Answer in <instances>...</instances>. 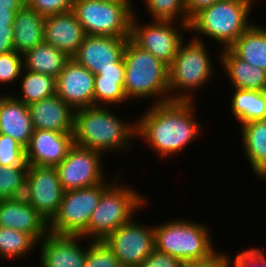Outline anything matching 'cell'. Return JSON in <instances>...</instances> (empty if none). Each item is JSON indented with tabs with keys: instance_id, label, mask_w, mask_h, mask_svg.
<instances>
[{
	"instance_id": "11",
	"label": "cell",
	"mask_w": 266,
	"mask_h": 267,
	"mask_svg": "<svg viewBox=\"0 0 266 267\" xmlns=\"http://www.w3.org/2000/svg\"><path fill=\"white\" fill-rule=\"evenodd\" d=\"M136 220L119 226L103 240L122 267H137L155 250L154 225L146 226Z\"/></svg>"
},
{
	"instance_id": "8",
	"label": "cell",
	"mask_w": 266,
	"mask_h": 267,
	"mask_svg": "<svg viewBox=\"0 0 266 267\" xmlns=\"http://www.w3.org/2000/svg\"><path fill=\"white\" fill-rule=\"evenodd\" d=\"M133 2L75 0L72 11L86 35L130 38Z\"/></svg>"
},
{
	"instance_id": "20",
	"label": "cell",
	"mask_w": 266,
	"mask_h": 267,
	"mask_svg": "<svg viewBox=\"0 0 266 267\" xmlns=\"http://www.w3.org/2000/svg\"><path fill=\"white\" fill-rule=\"evenodd\" d=\"M28 110L34 129L72 133L74 109L56 94L33 102Z\"/></svg>"
},
{
	"instance_id": "3",
	"label": "cell",
	"mask_w": 266,
	"mask_h": 267,
	"mask_svg": "<svg viewBox=\"0 0 266 267\" xmlns=\"http://www.w3.org/2000/svg\"><path fill=\"white\" fill-rule=\"evenodd\" d=\"M255 1L220 0L203 8L190 19L189 31L195 34L192 37L203 42L201 37L207 36L222 49L229 48L252 25L249 16Z\"/></svg>"
},
{
	"instance_id": "45",
	"label": "cell",
	"mask_w": 266,
	"mask_h": 267,
	"mask_svg": "<svg viewBox=\"0 0 266 267\" xmlns=\"http://www.w3.org/2000/svg\"><path fill=\"white\" fill-rule=\"evenodd\" d=\"M101 1H108V2H131V0H101Z\"/></svg>"
},
{
	"instance_id": "4",
	"label": "cell",
	"mask_w": 266,
	"mask_h": 267,
	"mask_svg": "<svg viewBox=\"0 0 266 267\" xmlns=\"http://www.w3.org/2000/svg\"><path fill=\"white\" fill-rule=\"evenodd\" d=\"M124 91L128 101L149 99L152 104L169 100V66L141 49L130 38L124 48ZM154 97V98H153Z\"/></svg>"
},
{
	"instance_id": "12",
	"label": "cell",
	"mask_w": 266,
	"mask_h": 267,
	"mask_svg": "<svg viewBox=\"0 0 266 267\" xmlns=\"http://www.w3.org/2000/svg\"><path fill=\"white\" fill-rule=\"evenodd\" d=\"M102 155L101 152L73 145L65 159L56 166L63 190L87 188L103 183L105 173Z\"/></svg>"
},
{
	"instance_id": "21",
	"label": "cell",
	"mask_w": 266,
	"mask_h": 267,
	"mask_svg": "<svg viewBox=\"0 0 266 267\" xmlns=\"http://www.w3.org/2000/svg\"><path fill=\"white\" fill-rule=\"evenodd\" d=\"M33 131L28 105L12 94L0 95V134L9 135L26 148Z\"/></svg>"
},
{
	"instance_id": "1",
	"label": "cell",
	"mask_w": 266,
	"mask_h": 267,
	"mask_svg": "<svg viewBox=\"0 0 266 267\" xmlns=\"http://www.w3.org/2000/svg\"><path fill=\"white\" fill-rule=\"evenodd\" d=\"M194 104L183 100L152 104L136 119V140L147 143L162 159L178 155L201 136Z\"/></svg>"
},
{
	"instance_id": "27",
	"label": "cell",
	"mask_w": 266,
	"mask_h": 267,
	"mask_svg": "<svg viewBox=\"0 0 266 267\" xmlns=\"http://www.w3.org/2000/svg\"><path fill=\"white\" fill-rule=\"evenodd\" d=\"M231 113L242 125L254 120H266V91L233 89Z\"/></svg>"
},
{
	"instance_id": "10",
	"label": "cell",
	"mask_w": 266,
	"mask_h": 267,
	"mask_svg": "<svg viewBox=\"0 0 266 267\" xmlns=\"http://www.w3.org/2000/svg\"><path fill=\"white\" fill-rule=\"evenodd\" d=\"M136 16L135 13L132 18L130 39L141 49L170 66L180 44L185 40L183 32L187 34L189 31V23L150 20L142 25Z\"/></svg>"
},
{
	"instance_id": "40",
	"label": "cell",
	"mask_w": 266,
	"mask_h": 267,
	"mask_svg": "<svg viewBox=\"0 0 266 267\" xmlns=\"http://www.w3.org/2000/svg\"><path fill=\"white\" fill-rule=\"evenodd\" d=\"M95 76H101V80L124 81L125 80V63L122 57L117 63L116 68L100 70Z\"/></svg>"
},
{
	"instance_id": "6",
	"label": "cell",
	"mask_w": 266,
	"mask_h": 267,
	"mask_svg": "<svg viewBox=\"0 0 266 267\" xmlns=\"http://www.w3.org/2000/svg\"><path fill=\"white\" fill-rule=\"evenodd\" d=\"M120 179L119 173L115 175L93 210L87 227L88 240H104L119 226L130 222L137 210L147 206V198Z\"/></svg>"
},
{
	"instance_id": "18",
	"label": "cell",
	"mask_w": 266,
	"mask_h": 267,
	"mask_svg": "<svg viewBox=\"0 0 266 267\" xmlns=\"http://www.w3.org/2000/svg\"><path fill=\"white\" fill-rule=\"evenodd\" d=\"M0 227L28 233L37 242L49 232V223L23 197L0 199Z\"/></svg>"
},
{
	"instance_id": "42",
	"label": "cell",
	"mask_w": 266,
	"mask_h": 267,
	"mask_svg": "<svg viewBox=\"0 0 266 267\" xmlns=\"http://www.w3.org/2000/svg\"><path fill=\"white\" fill-rule=\"evenodd\" d=\"M220 0H185V10L187 17L191 19L203 8L209 7Z\"/></svg>"
},
{
	"instance_id": "41",
	"label": "cell",
	"mask_w": 266,
	"mask_h": 267,
	"mask_svg": "<svg viewBox=\"0 0 266 267\" xmlns=\"http://www.w3.org/2000/svg\"><path fill=\"white\" fill-rule=\"evenodd\" d=\"M14 50L13 26H0V55Z\"/></svg>"
},
{
	"instance_id": "38",
	"label": "cell",
	"mask_w": 266,
	"mask_h": 267,
	"mask_svg": "<svg viewBox=\"0 0 266 267\" xmlns=\"http://www.w3.org/2000/svg\"><path fill=\"white\" fill-rule=\"evenodd\" d=\"M137 267H183V262L167 253L154 250L150 256Z\"/></svg>"
},
{
	"instance_id": "22",
	"label": "cell",
	"mask_w": 266,
	"mask_h": 267,
	"mask_svg": "<svg viewBox=\"0 0 266 267\" xmlns=\"http://www.w3.org/2000/svg\"><path fill=\"white\" fill-rule=\"evenodd\" d=\"M220 55V65L225 70L230 84L235 89L266 91V71L249 65L240 59L230 48H223Z\"/></svg>"
},
{
	"instance_id": "14",
	"label": "cell",
	"mask_w": 266,
	"mask_h": 267,
	"mask_svg": "<svg viewBox=\"0 0 266 267\" xmlns=\"http://www.w3.org/2000/svg\"><path fill=\"white\" fill-rule=\"evenodd\" d=\"M95 75L73 58L56 78V95L74 110L94 106Z\"/></svg>"
},
{
	"instance_id": "37",
	"label": "cell",
	"mask_w": 266,
	"mask_h": 267,
	"mask_svg": "<svg viewBox=\"0 0 266 267\" xmlns=\"http://www.w3.org/2000/svg\"><path fill=\"white\" fill-rule=\"evenodd\" d=\"M241 251L233 260L228 256V267H266V255L261 248L249 247Z\"/></svg>"
},
{
	"instance_id": "32",
	"label": "cell",
	"mask_w": 266,
	"mask_h": 267,
	"mask_svg": "<svg viewBox=\"0 0 266 267\" xmlns=\"http://www.w3.org/2000/svg\"><path fill=\"white\" fill-rule=\"evenodd\" d=\"M128 102L124 91V81L101 80V76H95L94 82V106L109 107ZM108 105V106H107Z\"/></svg>"
},
{
	"instance_id": "23",
	"label": "cell",
	"mask_w": 266,
	"mask_h": 267,
	"mask_svg": "<svg viewBox=\"0 0 266 267\" xmlns=\"http://www.w3.org/2000/svg\"><path fill=\"white\" fill-rule=\"evenodd\" d=\"M45 17L24 5L16 14L13 24L14 50L24 55L44 42Z\"/></svg>"
},
{
	"instance_id": "7",
	"label": "cell",
	"mask_w": 266,
	"mask_h": 267,
	"mask_svg": "<svg viewBox=\"0 0 266 267\" xmlns=\"http://www.w3.org/2000/svg\"><path fill=\"white\" fill-rule=\"evenodd\" d=\"M155 249L180 259L183 263L201 260L215 252L207 225L177 219L154 226Z\"/></svg>"
},
{
	"instance_id": "5",
	"label": "cell",
	"mask_w": 266,
	"mask_h": 267,
	"mask_svg": "<svg viewBox=\"0 0 266 267\" xmlns=\"http://www.w3.org/2000/svg\"><path fill=\"white\" fill-rule=\"evenodd\" d=\"M206 45L193 37L187 43L184 40L180 44L169 66V100L195 101L197 90L213 79L216 74L214 62Z\"/></svg>"
},
{
	"instance_id": "35",
	"label": "cell",
	"mask_w": 266,
	"mask_h": 267,
	"mask_svg": "<svg viewBox=\"0 0 266 267\" xmlns=\"http://www.w3.org/2000/svg\"><path fill=\"white\" fill-rule=\"evenodd\" d=\"M23 55L12 50L0 55V85L17 82L23 71ZM15 81V82H14Z\"/></svg>"
},
{
	"instance_id": "43",
	"label": "cell",
	"mask_w": 266,
	"mask_h": 267,
	"mask_svg": "<svg viewBox=\"0 0 266 267\" xmlns=\"http://www.w3.org/2000/svg\"><path fill=\"white\" fill-rule=\"evenodd\" d=\"M21 8H0V26H13L17 12Z\"/></svg>"
},
{
	"instance_id": "9",
	"label": "cell",
	"mask_w": 266,
	"mask_h": 267,
	"mask_svg": "<svg viewBox=\"0 0 266 267\" xmlns=\"http://www.w3.org/2000/svg\"><path fill=\"white\" fill-rule=\"evenodd\" d=\"M112 182L87 188L64 191L59 210L49 222V232L59 235H78L87 239V227L103 191Z\"/></svg>"
},
{
	"instance_id": "31",
	"label": "cell",
	"mask_w": 266,
	"mask_h": 267,
	"mask_svg": "<svg viewBox=\"0 0 266 267\" xmlns=\"http://www.w3.org/2000/svg\"><path fill=\"white\" fill-rule=\"evenodd\" d=\"M152 20L189 23L185 0H143Z\"/></svg>"
},
{
	"instance_id": "25",
	"label": "cell",
	"mask_w": 266,
	"mask_h": 267,
	"mask_svg": "<svg viewBox=\"0 0 266 267\" xmlns=\"http://www.w3.org/2000/svg\"><path fill=\"white\" fill-rule=\"evenodd\" d=\"M249 65L266 71V28L259 23L252 25L229 47Z\"/></svg>"
},
{
	"instance_id": "34",
	"label": "cell",
	"mask_w": 266,
	"mask_h": 267,
	"mask_svg": "<svg viewBox=\"0 0 266 267\" xmlns=\"http://www.w3.org/2000/svg\"><path fill=\"white\" fill-rule=\"evenodd\" d=\"M28 165L25 148L9 135L0 134V166Z\"/></svg>"
},
{
	"instance_id": "24",
	"label": "cell",
	"mask_w": 266,
	"mask_h": 267,
	"mask_svg": "<svg viewBox=\"0 0 266 267\" xmlns=\"http://www.w3.org/2000/svg\"><path fill=\"white\" fill-rule=\"evenodd\" d=\"M242 149L256 178L266 179V120L240 125Z\"/></svg>"
},
{
	"instance_id": "44",
	"label": "cell",
	"mask_w": 266,
	"mask_h": 267,
	"mask_svg": "<svg viewBox=\"0 0 266 267\" xmlns=\"http://www.w3.org/2000/svg\"><path fill=\"white\" fill-rule=\"evenodd\" d=\"M25 0H0V8H22Z\"/></svg>"
},
{
	"instance_id": "30",
	"label": "cell",
	"mask_w": 266,
	"mask_h": 267,
	"mask_svg": "<svg viewBox=\"0 0 266 267\" xmlns=\"http://www.w3.org/2000/svg\"><path fill=\"white\" fill-rule=\"evenodd\" d=\"M27 171L28 165L0 166V199L23 197Z\"/></svg>"
},
{
	"instance_id": "16",
	"label": "cell",
	"mask_w": 266,
	"mask_h": 267,
	"mask_svg": "<svg viewBox=\"0 0 266 267\" xmlns=\"http://www.w3.org/2000/svg\"><path fill=\"white\" fill-rule=\"evenodd\" d=\"M129 38L86 35L77 53L72 57L94 75L100 70L116 68V63L123 57Z\"/></svg>"
},
{
	"instance_id": "29",
	"label": "cell",
	"mask_w": 266,
	"mask_h": 267,
	"mask_svg": "<svg viewBox=\"0 0 266 267\" xmlns=\"http://www.w3.org/2000/svg\"><path fill=\"white\" fill-rule=\"evenodd\" d=\"M37 244L38 242L28 233L9 227H0L1 260L6 259L14 262L16 259L27 257L26 255L30 254Z\"/></svg>"
},
{
	"instance_id": "36",
	"label": "cell",
	"mask_w": 266,
	"mask_h": 267,
	"mask_svg": "<svg viewBox=\"0 0 266 267\" xmlns=\"http://www.w3.org/2000/svg\"><path fill=\"white\" fill-rule=\"evenodd\" d=\"M74 2L75 0H25V5L47 17L72 10Z\"/></svg>"
},
{
	"instance_id": "28",
	"label": "cell",
	"mask_w": 266,
	"mask_h": 267,
	"mask_svg": "<svg viewBox=\"0 0 266 267\" xmlns=\"http://www.w3.org/2000/svg\"><path fill=\"white\" fill-rule=\"evenodd\" d=\"M21 95L13 96L26 105L52 97L56 94V78L42 73L31 72L23 68L19 78Z\"/></svg>"
},
{
	"instance_id": "33",
	"label": "cell",
	"mask_w": 266,
	"mask_h": 267,
	"mask_svg": "<svg viewBox=\"0 0 266 267\" xmlns=\"http://www.w3.org/2000/svg\"><path fill=\"white\" fill-rule=\"evenodd\" d=\"M85 267H122L108 245L102 241H91L86 251Z\"/></svg>"
},
{
	"instance_id": "2",
	"label": "cell",
	"mask_w": 266,
	"mask_h": 267,
	"mask_svg": "<svg viewBox=\"0 0 266 267\" xmlns=\"http://www.w3.org/2000/svg\"><path fill=\"white\" fill-rule=\"evenodd\" d=\"M136 129V120L133 123L126 122L106 106L74 110L73 144L104 155L112 151L120 153L124 149L129 150L136 141Z\"/></svg>"
},
{
	"instance_id": "26",
	"label": "cell",
	"mask_w": 266,
	"mask_h": 267,
	"mask_svg": "<svg viewBox=\"0 0 266 267\" xmlns=\"http://www.w3.org/2000/svg\"><path fill=\"white\" fill-rule=\"evenodd\" d=\"M70 57L48 44L41 43L23 55L24 69L57 78Z\"/></svg>"
},
{
	"instance_id": "15",
	"label": "cell",
	"mask_w": 266,
	"mask_h": 267,
	"mask_svg": "<svg viewBox=\"0 0 266 267\" xmlns=\"http://www.w3.org/2000/svg\"><path fill=\"white\" fill-rule=\"evenodd\" d=\"M85 239L78 235H59L48 232L40 245V267H85L87 246L92 240L86 239L83 248L79 242ZM82 246V247H81Z\"/></svg>"
},
{
	"instance_id": "17",
	"label": "cell",
	"mask_w": 266,
	"mask_h": 267,
	"mask_svg": "<svg viewBox=\"0 0 266 267\" xmlns=\"http://www.w3.org/2000/svg\"><path fill=\"white\" fill-rule=\"evenodd\" d=\"M72 133H59L34 129L29 145L25 148L28 165L58 166L73 146Z\"/></svg>"
},
{
	"instance_id": "19",
	"label": "cell",
	"mask_w": 266,
	"mask_h": 267,
	"mask_svg": "<svg viewBox=\"0 0 266 267\" xmlns=\"http://www.w3.org/2000/svg\"><path fill=\"white\" fill-rule=\"evenodd\" d=\"M86 36L75 13H65L45 17L44 42L48 43L72 58Z\"/></svg>"
},
{
	"instance_id": "13",
	"label": "cell",
	"mask_w": 266,
	"mask_h": 267,
	"mask_svg": "<svg viewBox=\"0 0 266 267\" xmlns=\"http://www.w3.org/2000/svg\"><path fill=\"white\" fill-rule=\"evenodd\" d=\"M63 194L56 167L28 165L23 198L48 223L57 214Z\"/></svg>"
},
{
	"instance_id": "39",
	"label": "cell",
	"mask_w": 266,
	"mask_h": 267,
	"mask_svg": "<svg viewBox=\"0 0 266 267\" xmlns=\"http://www.w3.org/2000/svg\"><path fill=\"white\" fill-rule=\"evenodd\" d=\"M228 255L215 251L207 258L184 262L183 267H228Z\"/></svg>"
}]
</instances>
